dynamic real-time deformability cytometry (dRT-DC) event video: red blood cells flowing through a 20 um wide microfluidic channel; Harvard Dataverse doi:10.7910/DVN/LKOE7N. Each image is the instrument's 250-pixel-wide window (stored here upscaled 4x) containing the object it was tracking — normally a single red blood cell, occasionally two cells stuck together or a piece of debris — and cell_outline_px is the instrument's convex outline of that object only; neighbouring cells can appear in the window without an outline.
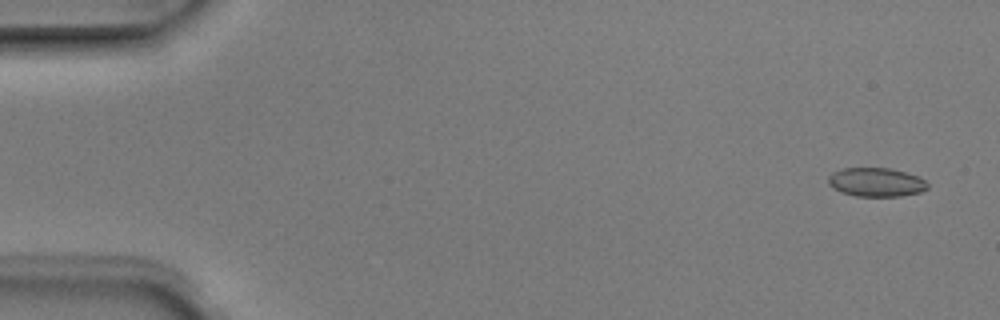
{"species": "Egyptian fruit bat (a non-hibernating species)", "species_latin": "Rousettus aegyptiacus", "temperature_condition": "room temperature", "stored_images_in_passage": 8, "camera_frame_rate_fps": 3000, "um_per_image_px": 0.085, "animal": {"sex": "male"}, "frame": {"image": 1, "passage_image": 1, "time_ms": 0.0, "image_size_px": [1000, 320], "cell_outline_px": [[928, 188], [920, 192], [900, 196], [856, 196], [840, 192], [832, 188], [828, 184], [828, 176], [832, 172], [844, 168], [888, 168], [904, 172], [916, 176], [924, 180], [928, 184]], "centroid_in_image_um": [74.42, 15.49], "position_along_channel_um": 10.6, "area_um2": 16.65}}
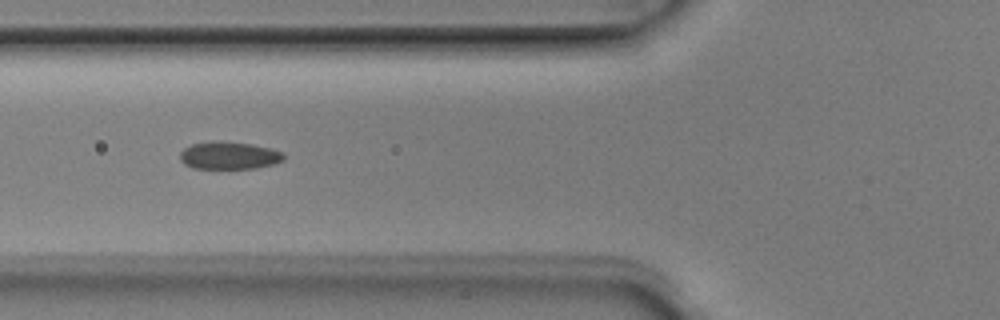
{"frame": {"image": 2, "passage_image": 6, "time_ms": 1.667, "image_size_px": [1000, 320], "cell_outline_px": [[284, 160], [276, 164], [256, 168], [192, 168], [184, 164], [180, 160], [180, 152], [184, 148], [192, 144], [212, 140], [220, 140], [252, 144], [272, 148], [284, 152]], "centroid_in_image_um": [19.49, 13.2], "position_along_channel_um": 106.3, "area_um2": 16.99}}
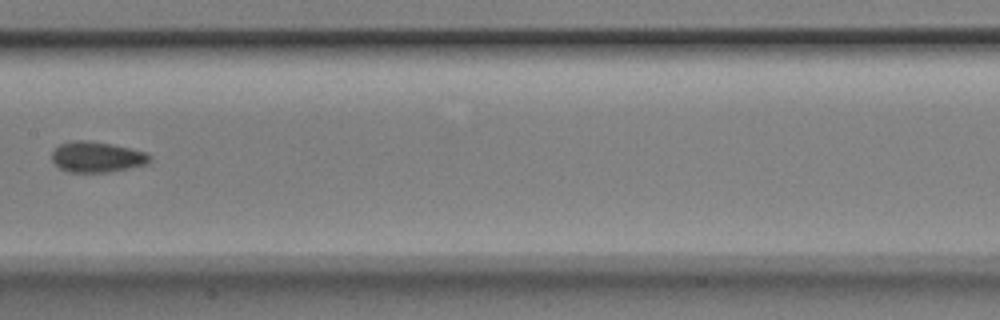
{"frame": {"image": 3, "passage_image": 8, "time_ms": 2.333, "image_size_px": [1000, 320], "cell_outline_px": [[152, 160], [148, 164], [132, 168], [112, 172], [68, 172], [60, 168], [52, 160], [52, 152], [60, 144], [72, 140], [88, 140], [112, 144], [148, 152], [152, 156]], "centroid_in_image_um": [8.3, 13.34], "position_along_channel_um": 199.1, "area_um2": 17.8}}